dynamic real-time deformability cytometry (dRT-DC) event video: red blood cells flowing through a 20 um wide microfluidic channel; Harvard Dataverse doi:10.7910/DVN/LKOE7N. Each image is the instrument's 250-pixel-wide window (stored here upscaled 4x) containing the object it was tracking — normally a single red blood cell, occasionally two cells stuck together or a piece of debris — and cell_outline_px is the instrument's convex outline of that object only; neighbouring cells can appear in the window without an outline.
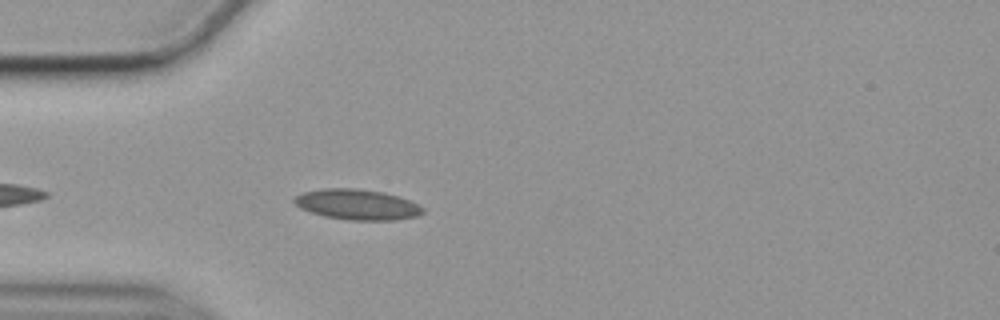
{"species": "common noctule bat (a hibernating species)", "species_latin": "Nyctalus noctula", "temperature_condition": "cold", "stored_images_in_passage": 30, "camera_frame_rate_fps": 3000, "um_per_image_px": 0.085, "animal": {"sex": "female", "body_mass_g": 19.9}, "frame": {"image": 1, "passage_image": 5, "time_ms": 1.333, "image_size_px": [1000, 320], "cell_outline_px": [[424, 212], [420, 216], [392, 220], [348, 220], [324, 216], [300, 208], [292, 200], [296, 196], [304, 192], [324, 188], [360, 188], [384, 192], [400, 196], [420, 204], [424, 208]], "centroid_in_image_um": [30.42, 17.38], "position_along_channel_um": 54.6, "area_um2": 23.06}}
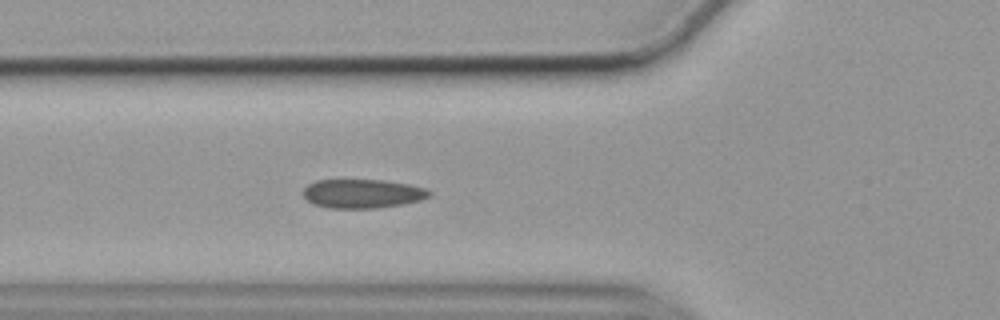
{"frame": {"image": 2, "passage_image": 9, "time_ms": 2.667, "image_size_px": [1000, 320], "cell_outline_px": [[432, 196], [420, 200], [400, 204], [376, 208], [328, 208], [312, 204], [304, 196], [304, 188], [308, 184], [316, 180], [384, 180], [408, 184], [424, 188], [432, 192]], "centroid_in_image_um": [30.8, 16.46], "position_along_channel_um": 95.0, "area_um2": 21.21}}